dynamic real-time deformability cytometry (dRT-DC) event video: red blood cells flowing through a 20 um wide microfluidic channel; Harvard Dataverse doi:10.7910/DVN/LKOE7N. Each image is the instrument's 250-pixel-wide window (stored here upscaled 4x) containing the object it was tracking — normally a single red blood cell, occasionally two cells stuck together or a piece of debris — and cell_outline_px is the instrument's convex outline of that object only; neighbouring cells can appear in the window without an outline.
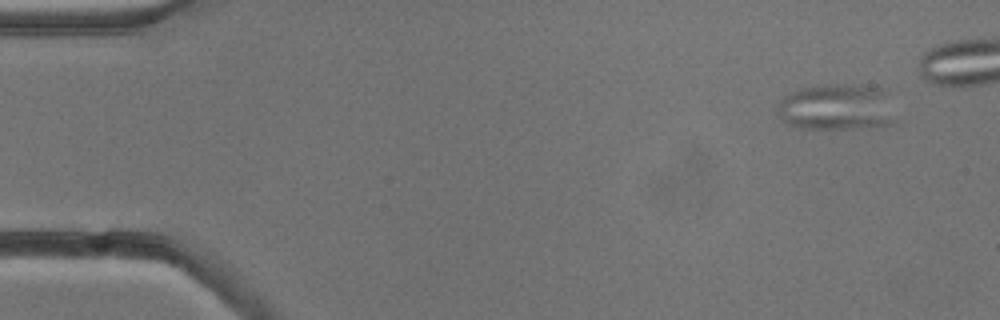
{"species": "common noctule bat (a hibernating species)", "species_latin": "Nyctalus noctula", "temperature_condition": "cold", "stored_images_in_passage": 10, "camera_frame_rate_fps": 3000, "um_per_image_px": 0.085, "animal": {"sex": "male", "body_mass_g": 13.3}, "frame": {"image": 1, "passage_image": 1, "time_ms": 0.0, "image_size_px": [1000, 320], "cell_outline_px": [[896, 120], [888, 124], [848, 128], [800, 128], [788, 124], [780, 120], [780, 100], [784, 96], [792, 92], [804, 88], [880, 88], [884, 92]], "centroid_in_image_um": [71.06, 9.19], "position_along_channel_um": 13.9, "area_um2": 29.65}}
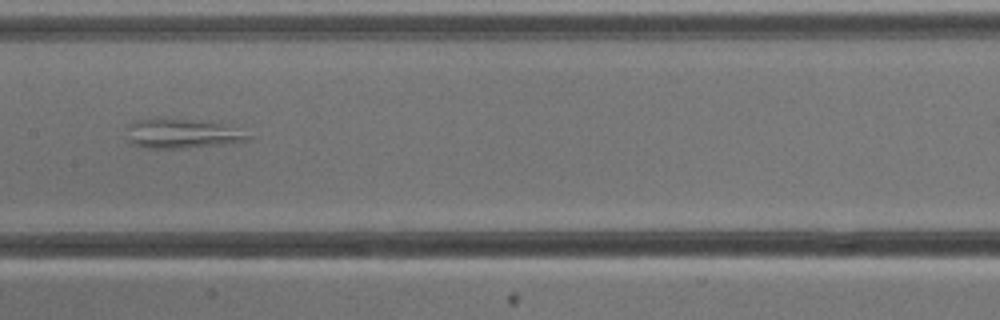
{"frame": {"image": 2, "passage_image": 7, "time_ms": 7.667, "image_size_px": [1000, 320], "cell_outline_px": [[252, 136], [248, 140], [224, 144], [188, 148], [148, 148], [132, 144], [128, 140], [128, 124], [136, 120], [208, 120], [220, 124]], "centroid_in_image_um": [15.45, 11.38], "position_along_channel_um": 192.0, "area_um2": 20.23}}